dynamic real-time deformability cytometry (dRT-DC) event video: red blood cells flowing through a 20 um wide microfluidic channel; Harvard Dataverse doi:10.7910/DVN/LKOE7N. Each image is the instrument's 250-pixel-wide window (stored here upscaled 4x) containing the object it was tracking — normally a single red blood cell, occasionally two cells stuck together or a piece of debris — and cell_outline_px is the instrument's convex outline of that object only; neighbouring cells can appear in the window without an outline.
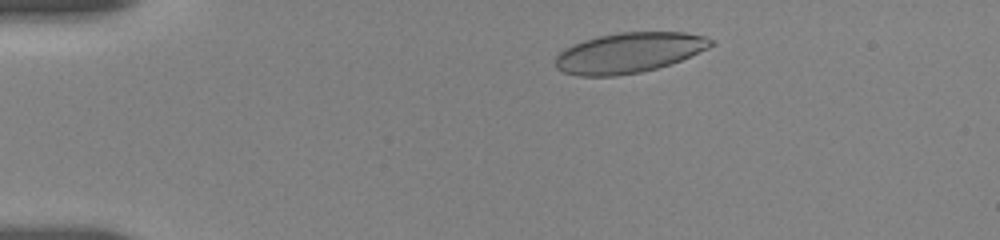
{"species": "human", "species_latin": "Homo sapiens", "temperature_condition": "room temperature", "stored_images_in_passage": 4, "camera_frame_rate_fps": 3000, "um_per_image_px": 0.085, "donor": {"sex": "female"}, "frame": {"image": 1, "passage_image": 2, "time_ms": 1.0, "image_size_px": [1000, 240], "cell_outline_px": [[716, 44], [708, 48], [680, 60], [656, 68], [640, 72], [616, 76], [576, 76], [564, 72], [556, 68], [552, 60], [564, 48], [584, 40], [600, 36], [620, 32], [684, 32], [704, 36], [716, 40]], "centroid_in_image_um": [53.44, 4.48], "position_along_channel_um": 31.6, "area_um2": 36.53}}